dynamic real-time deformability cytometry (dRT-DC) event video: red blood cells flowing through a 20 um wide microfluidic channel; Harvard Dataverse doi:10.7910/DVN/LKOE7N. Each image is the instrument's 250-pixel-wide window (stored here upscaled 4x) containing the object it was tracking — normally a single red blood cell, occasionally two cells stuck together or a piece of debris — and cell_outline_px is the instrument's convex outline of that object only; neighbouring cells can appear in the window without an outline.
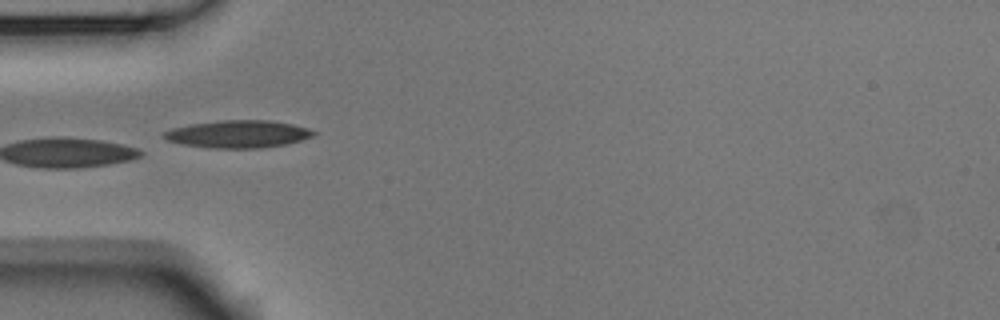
{"species": "Egyptian fruit bat (a non-hibernating species)", "species_latin": "Rousettus aegyptiacus", "temperature_condition": "room temperature", "stored_images_in_passage": 6, "camera_frame_rate_fps": 3000, "um_per_image_px": 0.085, "animal": {"sex": "male"}, "frame": {"image": 1, "passage_image": 5, "time_ms": 1.333, "image_size_px": [1000, 320], "cell_outline_px": [[316, 132], [312, 136], [288, 144], [260, 148], [208, 148], [184, 144], [168, 140], [160, 136], [164, 132], [172, 128], [192, 124], [220, 120], [268, 120], [292, 124], [308, 128]], "centroid_in_image_um": [20.23, 11.39], "position_along_channel_um": 64.8, "area_um2": 23.87}}
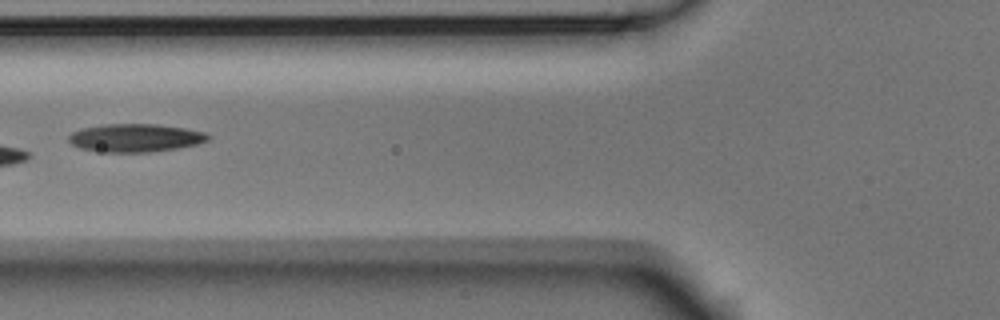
{"frame": {"image": 2, "passage_image": 6, "time_ms": 1.667, "image_size_px": [1000, 320], "cell_outline_px": [[212, 136], [208, 140], [196, 144], [180, 148], [148, 152], [104, 152], [80, 148], [72, 144], [68, 140], [68, 136], [72, 132], [80, 128], [104, 124], [156, 124], [184, 128], [204, 132]], "centroid_in_image_um": [11.49, 11.71], "position_along_channel_um": 114.3, "area_um2": 22.89}}